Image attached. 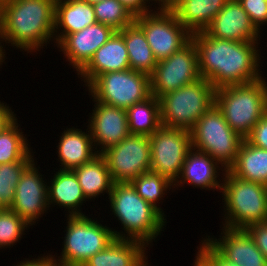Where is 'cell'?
<instances>
[{
    "label": "cell",
    "mask_w": 267,
    "mask_h": 266,
    "mask_svg": "<svg viewBox=\"0 0 267 266\" xmlns=\"http://www.w3.org/2000/svg\"><path fill=\"white\" fill-rule=\"evenodd\" d=\"M191 40L198 54L200 77L205 78L215 89L262 78L259 42L214 38L204 31L192 34Z\"/></svg>",
    "instance_id": "obj_1"
},
{
    "label": "cell",
    "mask_w": 267,
    "mask_h": 266,
    "mask_svg": "<svg viewBox=\"0 0 267 266\" xmlns=\"http://www.w3.org/2000/svg\"><path fill=\"white\" fill-rule=\"evenodd\" d=\"M55 3L56 0H0L5 47L11 43L28 54L47 48L50 41L55 43Z\"/></svg>",
    "instance_id": "obj_2"
},
{
    "label": "cell",
    "mask_w": 267,
    "mask_h": 266,
    "mask_svg": "<svg viewBox=\"0 0 267 266\" xmlns=\"http://www.w3.org/2000/svg\"><path fill=\"white\" fill-rule=\"evenodd\" d=\"M108 199L110 211L124 230L113 229L115 238L137 240L148 247L164 231L166 218L143 200L130 182L114 183Z\"/></svg>",
    "instance_id": "obj_3"
},
{
    "label": "cell",
    "mask_w": 267,
    "mask_h": 266,
    "mask_svg": "<svg viewBox=\"0 0 267 266\" xmlns=\"http://www.w3.org/2000/svg\"><path fill=\"white\" fill-rule=\"evenodd\" d=\"M215 105L230 128L246 139L267 113L266 78L216 89Z\"/></svg>",
    "instance_id": "obj_4"
},
{
    "label": "cell",
    "mask_w": 267,
    "mask_h": 266,
    "mask_svg": "<svg viewBox=\"0 0 267 266\" xmlns=\"http://www.w3.org/2000/svg\"><path fill=\"white\" fill-rule=\"evenodd\" d=\"M221 178L223 227L246 229L267 221V185L240 179L229 170Z\"/></svg>",
    "instance_id": "obj_5"
},
{
    "label": "cell",
    "mask_w": 267,
    "mask_h": 266,
    "mask_svg": "<svg viewBox=\"0 0 267 266\" xmlns=\"http://www.w3.org/2000/svg\"><path fill=\"white\" fill-rule=\"evenodd\" d=\"M215 87L205 78L168 92L159 98L161 125L190 131L215 104Z\"/></svg>",
    "instance_id": "obj_6"
},
{
    "label": "cell",
    "mask_w": 267,
    "mask_h": 266,
    "mask_svg": "<svg viewBox=\"0 0 267 266\" xmlns=\"http://www.w3.org/2000/svg\"><path fill=\"white\" fill-rule=\"evenodd\" d=\"M192 148L205 152L228 170L237 159L243 138L225 121L214 104L190 130Z\"/></svg>",
    "instance_id": "obj_7"
},
{
    "label": "cell",
    "mask_w": 267,
    "mask_h": 266,
    "mask_svg": "<svg viewBox=\"0 0 267 266\" xmlns=\"http://www.w3.org/2000/svg\"><path fill=\"white\" fill-rule=\"evenodd\" d=\"M87 91L97 102L127 109L151 95L150 75L132 69L106 72L98 75Z\"/></svg>",
    "instance_id": "obj_8"
},
{
    "label": "cell",
    "mask_w": 267,
    "mask_h": 266,
    "mask_svg": "<svg viewBox=\"0 0 267 266\" xmlns=\"http://www.w3.org/2000/svg\"><path fill=\"white\" fill-rule=\"evenodd\" d=\"M85 216H67V227L60 256L56 261L83 265L91 256L102 251L114 240L112 228ZM96 220V221H95ZM58 257V259H57Z\"/></svg>",
    "instance_id": "obj_9"
},
{
    "label": "cell",
    "mask_w": 267,
    "mask_h": 266,
    "mask_svg": "<svg viewBox=\"0 0 267 266\" xmlns=\"http://www.w3.org/2000/svg\"><path fill=\"white\" fill-rule=\"evenodd\" d=\"M134 22L143 30L157 62L182 49L192 38L171 10L154 9L135 16Z\"/></svg>",
    "instance_id": "obj_10"
},
{
    "label": "cell",
    "mask_w": 267,
    "mask_h": 266,
    "mask_svg": "<svg viewBox=\"0 0 267 266\" xmlns=\"http://www.w3.org/2000/svg\"><path fill=\"white\" fill-rule=\"evenodd\" d=\"M150 138V170L175 183L192 149L190 131L161 125Z\"/></svg>",
    "instance_id": "obj_11"
},
{
    "label": "cell",
    "mask_w": 267,
    "mask_h": 266,
    "mask_svg": "<svg viewBox=\"0 0 267 266\" xmlns=\"http://www.w3.org/2000/svg\"><path fill=\"white\" fill-rule=\"evenodd\" d=\"M101 155L106 160L114 183L131 182L140 174L150 171V138L130 134L119 144L104 150Z\"/></svg>",
    "instance_id": "obj_12"
},
{
    "label": "cell",
    "mask_w": 267,
    "mask_h": 266,
    "mask_svg": "<svg viewBox=\"0 0 267 266\" xmlns=\"http://www.w3.org/2000/svg\"><path fill=\"white\" fill-rule=\"evenodd\" d=\"M199 78L198 54L191 40L170 57L157 62L154 72L150 75L151 94L159 99L164 94Z\"/></svg>",
    "instance_id": "obj_13"
},
{
    "label": "cell",
    "mask_w": 267,
    "mask_h": 266,
    "mask_svg": "<svg viewBox=\"0 0 267 266\" xmlns=\"http://www.w3.org/2000/svg\"><path fill=\"white\" fill-rule=\"evenodd\" d=\"M34 160L22 173L15 189V197L10 209L30 226L44 216L49 209L48 182L39 172ZM38 168H37V167ZM43 177V178H42Z\"/></svg>",
    "instance_id": "obj_14"
},
{
    "label": "cell",
    "mask_w": 267,
    "mask_h": 266,
    "mask_svg": "<svg viewBox=\"0 0 267 266\" xmlns=\"http://www.w3.org/2000/svg\"><path fill=\"white\" fill-rule=\"evenodd\" d=\"M94 109L89 113L88 128L98 154L119 144L130 135L126 109L109 106L94 99ZM101 149V150H100Z\"/></svg>",
    "instance_id": "obj_15"
},
{
    "label": "cell",
    "mask_w": 267,
    "mask_h": 266,
    "mask_svg": "<svg viewBox=\"0 0 267 266\" xmlns=\"http://www.w3.org/2000/svg\"><path fill=\"white\" fill-rule=\"evenodd\" d=\"M221 230L220 238L206 235L204 240L223 259L237 266H267V259L246 229L222 227Z\"/></svg>",
    "instance_id": "obj_16"
},
{
    "label": "cell",
    "mask_w": 267,
    "mask_h": 266,
    "mask_svg": "<svg viewBox=\"0 0 267 266\" xmlns=\"http://www.w3.org/2000/svg\"><path fill=\"white\" fill-rule=\"evenodd\" d=\"M204 32L214 38L237 42H259L262 39L238 0H228Z\"/></svg>",
    "instance_id": "obj_17"
},
{
    "label": "cell",
    "mask_w": 267,
    "mask_h": 266,
    "mask_svg": "<svg viewBox=\"0 0 267 266\" xmlns=\"http://www.w3.org/2000/svg\"><path fill=\"white\" fill-rule=\"evenodd\" d=\"M115 32L112 27L96 22L83 30L68 34L57 47L78 73Z\"/></svg>",
    "instance_id": "obj_18"
},
{
    "label": "cell",
    "mask_w": 267,
    "mask_h": 266,
    "mask_svg": "<svg viewBox=\"0 0 267 266\" xmlns=\"http://www.w3.org/2000/svg\"><path fill=\"white\" fill-rule=\"evenodd\" d=\"M225 172L226 168H223L217 160L205 152L192 148L185 158L178 179L174 183V189L177 186L182 187L188 184L201 190H220L221 193L223 181L218 177L221 173L224 175Z\"/></svg>",
    "instance_id": "obj_19"
},
{
    "label": "cell",
    "mask_w": 267,
    "mask_h": 266,
    "mask_svg": "<svg viewBox=\"0 0 267 266\" xmlns=\"http://www.w3.org/2000/svg\"><path fill=\"white\" fill-rule=\"evenodd\" d=\"M130 69L129 57L124 38L116 31L77 73L87 87L98 75L111 71Z\"/></svg>",
    "instance_id": "obj_20"
},
{
    "label": "cell",
    "mask_w": 267,
    "mask_h": 266,
    "mask_svg": "<svg viewBox=\"0 0 267 266\" xmlns=\"http://www.w3.org/2000/svg\"><path fill=\"white\" fill-rule=\"evenodd\" d=\"M66 128L59 138L57 147L59 170H74L90 162L98 155L89 128ZM88 130V131H87Z\"/></svg>",
    "instance_id": "obj_21"
},
{
    "label": "cell",
    "mask_w": 267,
    "mask_h": 266,
    "mask_svg": "<svg viewBox=\"0 0 267 266\" xmlns=\"http://www.w3.org/2000/svg\"><path fill=\"white\" fill-rule=\"evenodd\" d=\"M96 22L93 4L83 0H56L54 45L57 46L68 34L83 30Z\"/></svg>",
    "instance_id": "obj_22"
},
{
    "label": "cell",
    "mask_w": 267,
    "mask_h": 266,
    "mask_svg": "<svg viewBox=\"0 0 267 266\" xmlns=\"http://www.w3.org/2000/svg\"><path fill=\"white\" fill-rule=\"evenodd\" d=\"M52 177L48 182L49 207L58 205L59 208H66L67 216H85L80 207L88 200L75 173L72 170H58Z\"/></svg>",
    "instance_id": "obj_23"
},
{
    "label": "cell",
    "mask_w": 267,
    "mask_h": 266,
    "mask_svg": "<svg viewBox=\"0 0 267 266\" xmlns=\"http://www.w3.org/2000/svg\"><path fill=\"white\" fill-rule=\"evenodd\" d=\"M228 0H179L171 9L191 33L204 31Z\"/></svg>",
    "instance_id": "obj_24"
},
{
    "label": "cell",
    "mask_w": 267,
    "mask_h": 266,
    "mask_svg": "<svg viewBox=\"0 0 267 266\" xmlns=\"http://www.w3.org/2000/svg\"><path fill=\"white\" fill-rule=\"evenodd\" d=\"M146 247L143 242L137 240L114 238L83 266H136L146 256Z\"/></svg>",
    "instance_id": "obj_25"
},
{
    "label": "cell",
    "mask_w": 267,
    "mask_h": 266,
    "mask_svg": "<svg viewBox=\"0 0 267 266\" xmlns=\"http://www.w3.org/2000/svg\"><path fill=\"white\" fill-rule=\"evenodd\" d=\"M88 201L95 199L103 193L110 194L113 180L109 172L105 158L98 154L90 162L72 170ZM90 199V200H89Z\"/></svg>",
    "instance_id": "obj_26"
},
{
    "label": "cell",
    "mask_w": 267,
    "mask_h": 266,
    "mask_svg": "<svg viewBox=\"0 0 267 266\" xmlns=\"http://www.w3.org/2000/svg\"><path fill=\"white\" fill-rule=\"evenodd\" d=\"M228 170L240 179L267 185V150L244 139L236 162Z\"/></svg>",
    "instance_id": "obj_27"
},
{
    "label": "cell",
    "mask_w": 267,
    "mask_h": 266,
    "mask_svg": "<svg viewBox=\"0 0 267 266\" xmlns=\"http://www.w3.org/2000/svg\"><path fill=\"white\" fill-rule=\"evenodd\" d=\"M117 32L124 38L130 69L151 75L155 70L157 60L143 30L133 22Z\"/></svg>",
    "instance_id": "obj_28"
},
{
    "label": "cell",
    "mask_w": 267,
    "mask_h": 266,
    "mask_svg": "<svg viewBox=\"0 0 267 266\" xmlns=\"http://www.w3.org/2000/svg\"><path fill=\"white\" fill-rule=\"evenodd\" d=\"M130 134L151 136L161 126L160 100L152 94L126 109Z\"/></svg>",
    "instance_id": "obj_29"
},
{
    "label": "cell",
    "mask_w": 267,
    "mask_h": 266,
    "mask_svg": "<svg viewBox=\"0 0 267 266\" xmlns=\"http://www.w3.org/2000/svg\"><path fill=\"white\" fill-rule=\"evenodd\" d=\"M132 186L136 189L138 195L155 207L164 217L165 214L160 206L161 200L164 195H167V191L174 188V183L169 179L161 176L160 174L148 171L144 174H140L137 178L133 179L131 182ZM159 201V202H158ZM158 203V205H157Z\"/></svg>",
    "instance_id": "obj_30"
},
{
    "label": "cell",
    "mask_w": 267,
    "mask_h": 266,
    "mask_svg": "<svg viewBox=\"0 0 267 266\" xmlns=\"http://www.w3.org/2000/svg\"><path fill=\"white\" fill-rule=\"evenodd\" d=\"M19 125L16 118L0 133V164L22 161L33 150Z\"/></svg>",
    "instance_id": "obj_31"
},
{
    "label": "cell",
    "mask_w": 267,
    "mask_h": 266,
    "mask_svg": "<svg viewBox=\"0 0 267 266\" xmlns=\"http://www.w3.org/2000/svg\"><path fill=\"white\" fill-rule=\"evenodd\" d=\"M31 151L22 161L0 164V209H10L24 170L34 161Z\"/></svg>",
    "instance_id": "obj_32"
},
{
    "label": "cell",
    "mask_w": 267,
    "mask_h": 266,
    "mask_svg": "<svg viewBox=\"0 0 267 266\" xmlns=\"http://www.w3.org/2000/svg\"><path fill=\"white\" fill-rule=\"evenodd\" d=\"M98 23L108 25L115 31H120L132 24L135 16L118 0H102L93 4Z\"/></svg>",
    "instance_id": "obj_33"
},
{
    "label": "cell",
    "mask_w": 267,
    "mask_h": 266,
    "mask_svg": "<svg viewBox=\"0 0 267 266\" xmlns=\"http://www.w3.org/2000/svg\"><path fill=\"white\" fill-rule=\"evenodd\" d=\"M30 225L11 209H0V249L13 247ZM9 246V247H8Z\"/></svg>",
    "instance_id": "obj_34"
},
{
    "label": "cell",
    "mask_w": 267,
    "mask_h": 266,
    "mask_svg": "<svg viewBox=\"0 0 267 266\" xmlns=\"http://www.w3.org/2000/svg\"><path fill=\"white\" fill-rule=\"evenodd\" d=\"M247 12L256 29L261 33V26L267 24V0H238Z\"/></svg>",
    "instance_id": "obj_35"
},
{
    "label": "cell",
    "mask_w": 267,
    "mask_h": 266,
    "mask_svg": "<svg viewBox=\"0 0 267 266\" xmlns=\"http://www.w3.org/2000/svg\"><path fill=\"white\" fill-rule=\"evenodd\" d=\"M200 248L197 247V256L207 266H237L223 259L204 239L199 244Z\"/></svg>",
    "instance_id": "obj_36"
},
{
    "label": "cell",
    "mask_w": 267,
    "mask_h": 266,
    "mask_svg": "<svg viewBox=\"0 0 267 266\" xmlns=\"http://www.w3.org/2000/svg\"><path fill=\"white\" fill-rule=\"evenodd\" d=\"M246 139L252 145L267 150V113L255 124Z\"/></svg>",
    "instance_id": "obj_37"
},
{
    "label": "cell",
    "mask_w": 267,
    "mask_h": 266,
    "mask_svg": "<svg viewBox=\"0 0 267 266\" xmlns=\"http://www.w3.org/2000/svg\"><path fill=\"white\" fill-rule=\"evenodd\" d=\"M248 233L255 241L258 249L263 253L267 259V221L254 223L246 228Z\"/></svg>",
    "instance_id": "obj_38"
},
{
    "label": "cell",
    "mask_w": 267,
    "mask_h": 266,
    "mask_svg": "<svg viewBox=\"0 0 267 266\" xmlns=\"http://www.w3.org/2000/svg\"><path fill=\"white\" fill-rule=\"evenodd\" d=\"M126 8H128L134 16L152 12V8L148 0H118ZM148 4V5H147ZM150 4V5H149Z\"/></svg>",
    "instance_id": "obj_39"
},
{
    "label": "cell",
    "mask_w": 267,
    "mask_h": 266,
    "mask_svg": "<svg viewBox=\"0 0 267 266\" xmlns=\"http://www.w3.org/2000/svg\"><path fill=\"white\" fill-rule=\"evenodd\" d=\"M52 254V252L51 254L47 253V255L44 254L42 256H38V258H32V260L29 258L23 259V261H20L21 263L13 266H54L56 260Z\"/></svg>",
    "instance_id": "obj_40"
},
{
    "label": "cell",
    "mask_w": 267,
    "mask_h": 266,
    "mask_svg": "<svg viewBox=\"0 0 267 266\" xmlns=\"http://www.w3.org/2000/svg\"><path fill=\"white\" fill-rule=\"evenodd\" d=\"M0 101V133L9 126L17 117L11 107Z\"/></svg>",
    "instance_id": "obj_41"
},
{
    "label": "cell",
    "mask_w": 267,
    "mask_h": 266,
    "mask_svg": "<svg viewBox=\"0 0 267 266\" xmlns=\"http://www.w3.org/2000/svg\"><path fill=\"white\" fill-rule=\"evenodd\" d=\"M149 3H153L159 6L158 8L155 6V9H165V10H171L172 7L179 1V0H148ZM153 1V2H152Z\"/></svg>",
    "instance_id": "obj_42"
},
{
    "label": "cell",
    "mask_w": 267,
    "mask_h": 266,
    "mask_svg": "<svg viewBox=\"0 0 267 266\" xmlns=\"http://www.w3.org/2000/svg\"><path fill=\"white\" fill-rule=\"evenodd\" d=\"M3 43V37H2V31H1V25H0V66H2V63H5V49L3 48L4 46L2 45Z\"/></svg>",
    "instance_id": "obj_43"
},
{
    "label": "cell",
    "mask_w": 267,
    "mask_h": 266,
    "mask_svg": "<svg viewBox=\"0 0 267 266\" xmlns=\"http://www.w3.org/2000/svg\"><path fill=\"white\" fill-rule=\"evenodd\" d=\"M193 261V266H207L197 255L195 256V260Z\"/></svg>",
    "instance_id": "obj_44"
},
{
    "label": "cell",
    "mask_w": 267,
    "mask_h": 266,
    "mask_svg": "<svg viewBox=\"0 0 267 266\" xmlns=\"http://www.w3.org/2000/svg\"><path fill=\"white\" fill-rule=\"evenodd\" d=\"M147 257H148V256H145V257L139 262V264H137L136 266H149L150 263L148 264ZM150 266H151V265H150Z\"/></svg>",
    "instance_id": "obj_45"
},
{
    "label": "cell",
    "mask_w": 267,
    "mask_h": 266,
    "mask_svg": "<svg viewBox=\"0 0 267 266\" xmlns=\"http://www.w3.org/2000/svg\"><path fill=\"white\" fill-rule=\"evenodd\" d=\"M54 266H83V265H76V264H66L59 261H56Z\"/></svg>",
    "instance_id": "obj_46"
},
{
    "label": "cell",
    "mask_w": 267,
    "mask_h": 266,
    "mask_svg": "<svg viewBox=\"0 0 267 266\" xmlns=\"http://www.w3.org/2000/svg\"><path fill=\"white\" fill-rule=\"evenodd\" d=\"M83 1H86V2H88L89 4H94V3L100 2V1H102V0H83Z\"/></svg>",
    "instance_id": "obj_47"
}]
</instances>
